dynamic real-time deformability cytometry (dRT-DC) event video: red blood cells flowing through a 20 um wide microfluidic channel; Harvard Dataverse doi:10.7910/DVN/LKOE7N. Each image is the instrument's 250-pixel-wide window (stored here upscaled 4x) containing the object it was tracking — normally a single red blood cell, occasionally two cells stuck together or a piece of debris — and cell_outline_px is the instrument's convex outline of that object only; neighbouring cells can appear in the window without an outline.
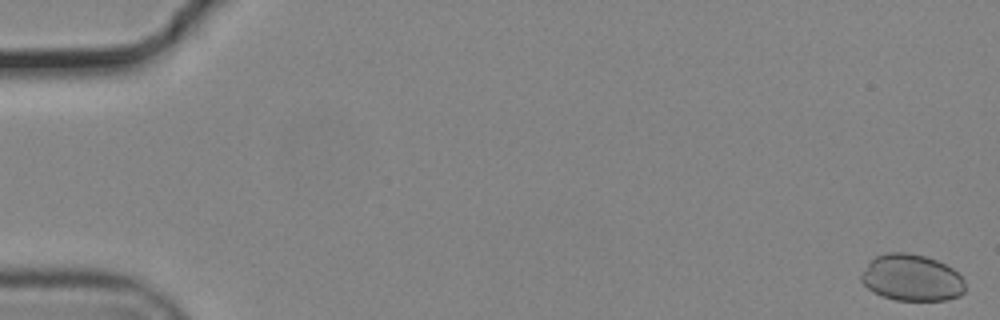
{"species": "common noctule bat (a hibernating species)", "species_latin": "Nyctalus noctula", "temperature_condition": "cold", "stored_images_in_passage": 16, "camera_frame_rate_fps": 3000, "um_per_image_px": 0.085, "animal": {"sex": "male", "body_mass_g": 19.2, "forearm_length_mm": 51.8}, "frame": {"image": 1, "passage_image": 1, "time_ms": 0.0, "image_size_px": [1000, 320], "cell_outline_px": [[964, 292], [960, 296], [944, 300], [896, 300], [872, 292], [860, 280], [860, 276], [868, 264], [876, 256], [888, 252], [908, 252], [924, 256], [936, 260], [952, 268], [964, 280]], "centroid_in_image_um": [77.49, 23.61], "position_along_channel_um": 7.5, "area_um2": 28.03}}